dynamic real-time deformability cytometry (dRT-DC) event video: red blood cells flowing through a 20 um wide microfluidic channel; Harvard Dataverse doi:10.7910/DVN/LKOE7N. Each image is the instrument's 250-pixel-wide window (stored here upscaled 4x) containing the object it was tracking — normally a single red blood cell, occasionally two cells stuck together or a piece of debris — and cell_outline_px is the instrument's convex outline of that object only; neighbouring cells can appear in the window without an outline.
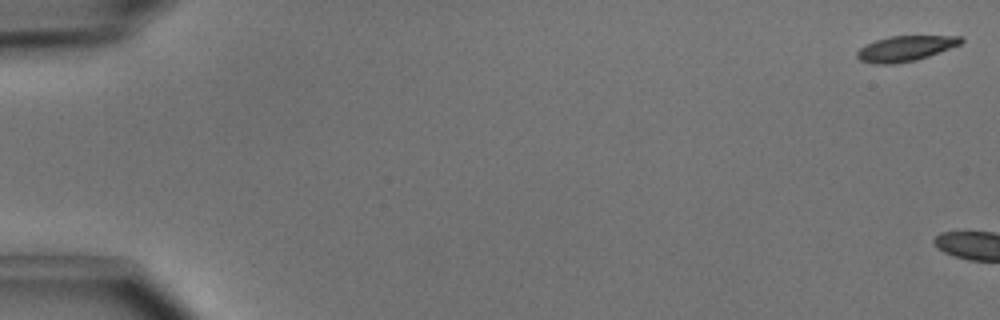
{"species": "common noctule bat (a hibernating species)", "species_latin": "Nyctalus noctula", "temperature_condition": "cold", "stored_images_in_passage": 4, "camera_frame_rate_fps": 3000, "um_per_image_px": 0.085, "animal": {"sex": "male", "body_mass_g": 15.6}, "frame": {"image": 1, "passage_image": 1, "time_ms": 0.0, "image_size_px": [1000, 320], "cell_outline_px": [[964, 40], [960, 44], [928, 56], [916, 60], [896, 64], [876, 64], [860, 60], [856, 56], [856, 52], [864, 44], [888, 36], [964, 36]], "centroid_in_image_um": [76.93, 4.12], "position_along_channel_um": 8.1, "area_um2": 15.37}}